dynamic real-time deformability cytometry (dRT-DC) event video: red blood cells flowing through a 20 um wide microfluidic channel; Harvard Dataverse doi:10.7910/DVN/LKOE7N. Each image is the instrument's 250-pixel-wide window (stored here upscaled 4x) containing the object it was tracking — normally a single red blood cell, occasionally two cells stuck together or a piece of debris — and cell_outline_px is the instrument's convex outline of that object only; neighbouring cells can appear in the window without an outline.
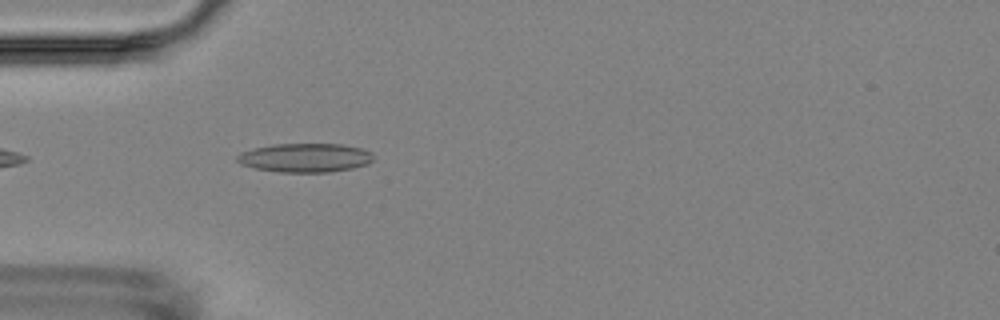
{"species": "Egyptian fruit bat (a non-hibernating species)", "species_latin": "Rousettus aegyptiacus", "temperature_condition": "room temperature", "stored_images_in_passage": 5, "camera_frame_rate_fps": 3000, "um_per_image_px": 0.085, "animal": {"sex": "female"}, "frame": {"image": 1, "passage_image": 5, "time_ms": 5.333, "image_size_px": [1000, 320], "cell_outline_px": [[372, 160], [368, 164], [352, 168], [328, 172], [280, 172], [256, 168], [240, 164], [236, 160], [236, 156], [240, 152], [272, 144], [340, 144], [360, 148], [372, 152]], "centroid_in_image_um": [25.92, 13.41], "position_along_channel_um": 59.1, "area_um2": 22.83}}